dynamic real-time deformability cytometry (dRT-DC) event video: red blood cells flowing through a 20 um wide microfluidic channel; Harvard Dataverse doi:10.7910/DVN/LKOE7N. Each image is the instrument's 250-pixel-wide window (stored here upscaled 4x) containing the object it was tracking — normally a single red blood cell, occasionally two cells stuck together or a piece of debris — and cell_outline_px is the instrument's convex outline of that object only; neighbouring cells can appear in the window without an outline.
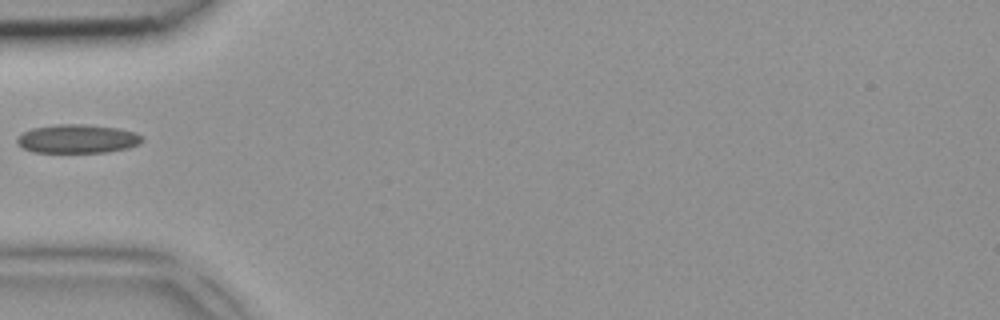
{"species": "common noctule bat (a hibernating species)", "species_latin": "Nyctalus noctula", "temperature_condition": "room temperature", "stored_images_in_passage": 4, "camera_frame_rate_fps": 3000, "um_per_image_px": 0.085, "animal": {"sex": "female", "body_mass_g": 18.4}, "frame": {"image": 1, "passage_image": 4, "time_ms": 1.0, "image_size_px": [1000, 320], "cell_outline_px": [[144, 140], [140, 144], [128, 148], [108, 152], [32, 152], [24, 148], [16, 140], [16, 136], [32, 128], [56, 124], [84, 124], [120, 128], [136, 132], [144, 136]], "centroid_in_image_um": [6.64, 11.79], "position_along_channel_um": 78.4, "area_um2": 21.15}}